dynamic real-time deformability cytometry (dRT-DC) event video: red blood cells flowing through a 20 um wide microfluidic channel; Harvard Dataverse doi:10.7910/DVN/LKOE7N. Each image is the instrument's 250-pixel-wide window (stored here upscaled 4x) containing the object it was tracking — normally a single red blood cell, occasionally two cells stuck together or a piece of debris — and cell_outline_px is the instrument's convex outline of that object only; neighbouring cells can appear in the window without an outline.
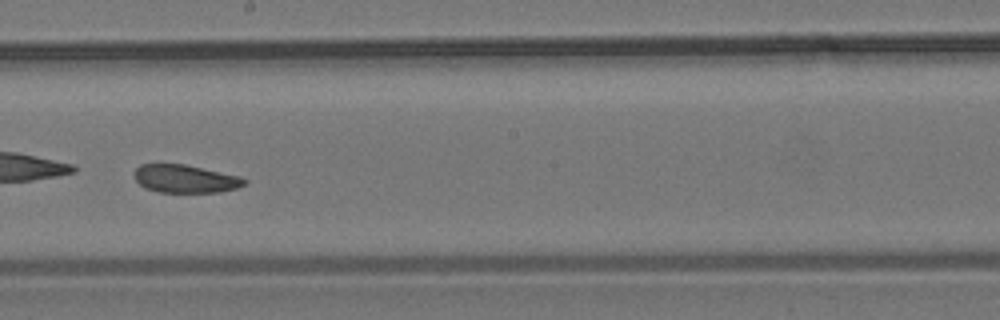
{"species": "common noctule bat (a hibernating species)", "species_latin": "Nyctalus noctula", "temperature_condition": "room temperature", "stored_images_in_passage": 10, "camera_frame_rate_fps": 3000, "um_per_image_px": 0.085, "animal": {"sex": "male", "body_mass_g": 19.2, "forearm_length_mm": 51.8}, "frame": {"image": 1, "passage_image": 9, "time_ms": 2.667, "image_size_px": [1000, 320], "cell_outline_px": [[248, 180], [244, 184], [236, 188], [220, 192], [160, 192], [144, 188], [136, 180], [136, 168], [140, 164], [184, 164], [240, 176]], "centroid_in_image_um": [15.76, 15.2], "position_along_channel_um": 232.4, "area_um2": 17.8}}
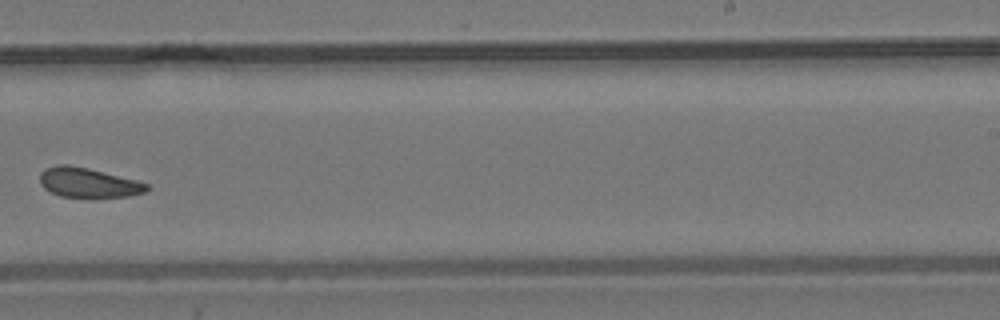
{"frame": {"image": 2, "passage_image": 10, "time_ms": 3.0, "image_size_px": [1000, 320], "cell_outline_px": [[148, 188], [144, 192], [128, 196], [100, 200], [92, 200], [60, 196], [44, 188], [40, 184], [40, 172], [44, 168], [56, 164], [68, 164], [88, 168], [136, 180], [148, 184]], "centroid_in_image_um": [7.48, 15.57], "position_along_channel_um": 281.5, "area_um2": 19.25}}